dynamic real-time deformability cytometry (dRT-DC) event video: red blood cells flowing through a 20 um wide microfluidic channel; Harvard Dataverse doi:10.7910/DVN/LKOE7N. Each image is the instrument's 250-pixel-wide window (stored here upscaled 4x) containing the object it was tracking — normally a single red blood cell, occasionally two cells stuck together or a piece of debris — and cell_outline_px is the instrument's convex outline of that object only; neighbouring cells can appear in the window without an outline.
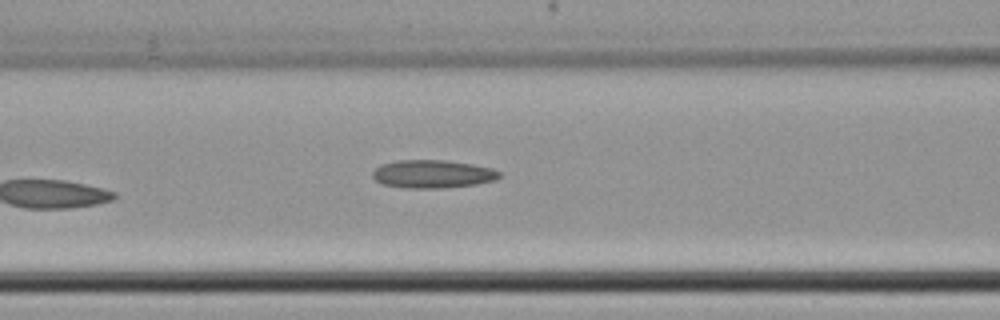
{"species": "common noctule bat (a hibernating species)", "species_latin": "Nyctalus noctula", "temperature_condition": "cold", "stored_images_in_passage": 5, "camera_frame_rate_fps": 3000, "um_per_image_px": 0.085, "animal": {"sex": "female", "body_mass_g": 22.7, "forearm_length_mm": 54.2}, "frame": {"image": 1, "passage_image": 5, "time_ms": 5.0, "image_size_px": [1000, 320], "cell_outline_px": [[500, 176], [496, 180], [476, 184], [440, 188], [404, 188], [384, 184], [376, 180], [372, 176], [372, 172], [380, 164], [396, 160], [444, 160], [472, 164], [492, 168], [500, 172]], "centroid_in_image_um": [36.76, 14.78], "position_along_channel_um": 129.8, "area_um2": 20.75}}